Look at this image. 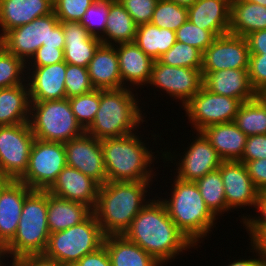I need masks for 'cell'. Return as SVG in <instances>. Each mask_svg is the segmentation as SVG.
Here are the masks:
<instances>
[{
    "instance_id": "obj_1",
    "label": "cell",
    "mask_w": 266,
    "mask_h": 266,
    "mask_svg": "<svg viewBox=\"0 0 266 266\" xmlns=\"http://www.w3.org/2000/svg\"><path fill=\"white\" fill-rule=\"evenodd\" d=\"M157 194L156 192L137 214L123 235L160 264L168 266L167 264H172L180 258V255L186 254V251L197 250V247L170 219L165 205L159 198L161 194Z\"/></svg>"
},
{
    "instance_id": "obj_2",
    "label": "cell",
    "mask_w": 266,
    "mask_h": 266,
    "mask_svg": "<svg viewBox=\"0 0 266 266\" xmlns=\"http://www.w3.org/2000/svg\"><path fill=\"white\" fill-rule=\"evenodd\" d=\"M150 131L151 137L148 134V138L143 137L142 131H136L123 137L101 139L107 181H157L156 176L160 175V171L157 172L159 167H154V164L162 162L163 148H159L160 152H154L153 143L157 145L158 138L163 142L165 139L160 137L161 132L156 134L157 130Z\"/></svg>"
},
{
    "instance_id": "obj_3",
    "label": "cell",
    "mask_w": 266,
    "mask_h": 266,
    "mask_svg": "<svg viewBox=\"0 0 266 266\" xmlns=\"http://www.w3.org/2000/svg\"><path fill=\"white\" fill-rule=\"evenodd\" d=\"M152 184L153 181H107L100 185L92 212L105 236L124 234L150 201V193L151 197L156 194L151 190Z\"/></svg>"
},
{
    "instance_id": "obj_4",
    "label": "cell",
    "mask_w": 266,
    "mask_h": 266,
    "mask_svg": "<svg viewBox=\"0 0 266 266\" xmlns=\"http://www.w3.org/2000/svg\"><path fill=\"white\" fill-rule=\"evenodd\" d=\"M169 180L171 181L166 183H172L170 191L160 192L165 196L167 194V198H159L170 219L198 249L202 247L200 244L204 239L213 234L214 228L218 230L216 225L219 219L206 206L195 182H186L173 175Z\"/></svg>"
},
{
    "instance_id": "obj_5",
    "label": "cell",
    "mask_w": 266,
    "mask_h": 266,
    "mask_svg": "<svg viewBox=\"0 0 266 266\" xmlns=\"http://www.w3.org/2000/svg\"><path fill=\"white\" fill-rule=\"evenodd\" d=\"M139 94L134 89L124 87L100 90V106L86 133L101 140L123 137L138 131L147 121V113L143 110L146 105Z\"/></svg>"
},
{
    "instance_id": "obj_6",
    "label": "cell",
    "mask_w": 266,
    "mask_h": 266,
    "mask_svg": "<svg viewBox=\"0 0 266 266\" xmlns=\"http://www.w3.org/2000/svg\"><path fill=\"white\" fill-rule=\"evenodd\" d=\"M47 209V190H32L26 196L16 234L2 249L3 261L44 253L50 235Z\"/></svg>"
},
{
    "instance_id": "obj_7",
    "label": "cell",
    "mask_w": 266,
    "mask_h": 266,
    "mask_svg": "<svg viewBox=\"0 0 266 266\" xmlns=\"http://www.w3.org/2000/svg\"><path fill=\"white\" fill-rule=\"evenodd\" d=\"M29 124L36 139L66 143L86 131L76 120L69 99L31 102Z\"/></svg>"
},
{
    "instance_id": "obj_8",
    "label": "cell",
    "mask_w": 266,
    "mask_h": 266,
    "mask_svg": "<svg viewBox=\"0 0 266 266\" xmlns=\"http://www.w3.org/2000/svg\"><path fill=\"white\" fill-rule=\"evenodd\" d=\"M64 38L62 25L52 12L8 31L0 39V44L9 53L27 63L42 45L65 48Z\"/></svg>"
},
{
    "instance_id": "obj_9",
    "label": "cell",
    "mask_w": 266,
    "mask_h": 266,
    "mask_svg": "<svg viewBox=\"0 0 266 266\" xmlns=\"http://www.w3.org/2000/svg\"><path fill=\"white\" fill-rule=\"evenodd\" d=\"M104 238L101 226L92 213L82 223L50 234L43 254L64 266H70L100 248Z\"/></svg>"
},
{
    "instance_id": "obj_10",
    "label": "cell",
    "mask_w": 266,
    "mask_h": 266,
    "mask_svg": "<svg viewBox=\"0 0 266 266\" xmlns=\"http://www.w3.org/2000/svg\"><path fill=\"white\" fill-rule=\"evenodd\" d=\"M189 135L191 139L190 142L187 143L188 145H185L184 143L182 144L183 152L179 153L176 151L178 150V147L172 152L171 150L173 147L171 146L170 148L168 144L167 146L169 150H167V146L163 149L162 161L164 165L167 162L168 165L170 162H174L171 166L166 164L165 166L163 165V167L168 168L174 166V168H170V170H172L169 172L174 171L175 173L173 172V175L178 179L186 182H196L205 174L217 170L223 160L201 132H192L191 135L190 130ZM184 145L188 147H184Z\"/></svg>"
},
{
    "instance_id": "obj_11",
    "label": "cell",
    "mask_w": 266,
    "mask_h": 266,
    "mask_svg": "<svg viewBox=\"0 0 266 266\" xmlns=\"http://www.w3.org/2000/svg\"><path fill=\"white\" fill-rule=\"evenodd\" d=\"M66 165L64 143L35 138L27 170L19 180L32 190H48Z\"/></svg>"
},
{
    "instance_id": "obj_12",
    "label": "cell",
    "mask_w": 266,
    "mask_h": 266,
    "mask_svg": "<svg viewBox=\"0 0 266 266\" xmlns=\"http://www.w3.org/2000/svg\"><path fill=\"white\" fill-rule=\"evenodd\" d=\"M34 140L29 122L0 126V180H19L25 174Z\"/></svg>"
},
{
    "instance_id": "obj_13",
    "label": "cell",
    "mask_w": 266,
    "mask_h": 266,
    "mask_svg": "<svg viewBox=\"0 0 266 266\" xmlns=\"http://www.w3.org/2000/svg\"><path fill=\"white\" fill-rule=\"evenodd\" d=\"M241 104L239 99L214 94L203 86L182 109L191 130L200 132L209 125L234 122Z\"/></svg>"
},
{
    "instance_id": "obj_14",
    "label": "cell",
    "mask_w": 266,
    "mask_h": 266,
    "mask_svg": "<svg viewBox=\"0 0 266 266\" xmlns=\"http://www.w3.org/2000/svg\"><path fill=\"white\" fill-rule=\"evenodd\" d=\"M203 75L201 69L187 67H176L160 63L156 60L152 67L151 79L147 85L151 89L155 87L160 96L172 98L170 100L179 102V109L203 87ZM176 100V101H175ZM181 106V108H180Z\"/></svg>"
},
{
    "instance_id": "obj_15",
    "label": "cell",
    "mask_w": 266,
    "mask_h": 266,
    "mask_svg": "<svg viewBox=\"0 0 266 266\" xmlns=\"http://www.w3.org/2000/svg\"><path fill=\"white\" fill-rule=\"evenodd\" d=\"M218 169L223 181L227 214L240 211L236 209L242 212V209L252 208L254 212L260 191L252 182L246 165L240 161H223Z\"/></svg>"
},
{
    "instance_id": "obj_16",
    "label": "cell",
    "mask_w": 266,
    "mask_h": 266,
    "mask_svg": "<svg viewBox=\"0 0 266 266\" xmlns=\"http://www.w3.org/2000/svg\"><path fill=\"white\" fill-rule=\"evenodd\" d=\"M249 55L245 37L229 33L219 36L203 52L202 75L223 69H248Z\"/></svg>"
},
{
    "instance_id": "obj_17",
    "label": "cell",
    "mask_w": 266,
    "mask_h": 266,
    "mask_svg": "<svg viewBox=\"0 0 266 266\" xmlns=\"http://www.w3.org/2000/svg\"><path fill=\"white\" fill-rule=\"evenodd\" d=\"M68 166L81 171L100 185L107 182L101 140L86 132L64 143Z\"/></svg>"
},
{
    "instance_id": "obj_18",
    "label": "cell",
    "mask_w": 266,
    "mask_h": 266,
    "mask_svg": "<svg viewBox=\"0 0 266 266\" xmlns=\"http://www.w3.org/2000/svg\"><path fill=\"white\" fill-rule=\"evenodd\" d=\"M32 191L20 180H0V249L15 236L26 196Z\"/></svg>"
},
{
    "instance_id": "obj_19",
    "label": "cell",
    "mask_w": 266,
    "mask_h": 266,
    "mask_svg": "<svg viewBox=\"0 0 266 266\" xmlns=\"http://www.w3.org/2000/svg\"><path fill=\"white\" fill-rule=\"evenodd\" d=\"M26 70L30 102L62 100L66 98L65 61L44 67H26Z\"/></svg>"
},
{
    "instance_id": "obj_20",
    "label": "cell",
    "mask_w": 266,
    "mask_h": 266,
    "mask_svg": "<svg viewBox=\"0 0 266 266\" xmlns=\"http://www.w3.org/2000/svg\"><path fill=\"white\" fill-rule=\"evenodd\" d=\"M100 184L81 171L66 165L47 190L50 194L69 201L95 207Z\"/></svg>"
},
{
    "instance_id": "obj_21",
    "label": "cell",
    "mask_w": 266,
    "mask_h": 266,
    "mask_svg": "<svg viewBox=\"0 0 266 266\" xmlns=\"http://www.w3.org/2000/svg\"><path fill=\"white\" fill-rule=\"evenodd\" d=\"M117 51L119 72L124 88L136 91L147 87L154 60L147 56L136 44L122 43L114 45ZM144 86V87H143ZM133 87V88H132Z\"/></svg>"
},
{
    "instance_id": "obj_22",
    "label": "cell",
    "mask_w": 266,
    "mask_h": 266,
    "mask_svg": "<svg viewBox=\"0 0 266 266\" xmlns=\"http://www.w3.org/2000/svg\"><path fill=\"white\" fill-rule=\"evenodd\" d=\"M203 79V86L210 92L239 99L242 103L258 96L250 83L248 69L208 72Z\"/></svg>"
},
{
    "instance_id": "obj_23",
    "label": "cell",
    "mask_w": 266,
    "mask_h": 266,
    "mask_svg": "<svg viewBox=\"0 0 266 266\" xmlns=\"http://www.w3.org/2000/svg\"><path fill=\"white\" fill-rule=\"evenodd\" d=\"M52 12L51 0H0V39L8 31Z\"/></svg>"
},
{
    "instance_id": "obj_24",
    "label": "cell",
    "mask_w": 266,
    "mask_h": 266,
    "mask_svg": "<svg viewBox=\"0 0 266 266\" xmlns=\"http://www.w3.org/2000/svg\"><path fill=\"white\" fill-rule=\"evenodd\" d=\"M60 23L65 37V62L87 68L95 51L102 44L100 38L90 35L80 22L61 21Z\"/></svg>"
},
{
    "instance_id": "obj_25",
    "label": "cell",
    "mask_w": 266,
    "mask_h": 266,
    "mask_svg": "<svg viewBox=\"0 0 266 266\" xmlns=\"http://www.w3.org/2000/svg\"><path fill=\"white\" fill-rule=\"evenodd\" d=\"M187 9L188 20L194 25L217 37L229 33L231 0H197Z\"/></svg>"
},
{
    "instance_id": "obj_26",
    "label": "cell",
    "mask_w": 266,
    "mask_h": 266,
    "mask_svg": "<svg viewBox=\"0 0 266 266\" xmlns=\"http://www.w3.org/2000/svg\"><path fill=\"white\" fill-rule=\"evenodd\" d=\"M87 69L95 89L123 88L115 46L101 44L95 51Z\"/></svg>"
},
{
    "instance_id": "obj_27",
    "label": "cell",
    "mask_w": 266,
    "mask_h": 266,
    "mask_svg": "<svg viewBox=\"0 0 266 266\" xmlns=\"http://www.w3.org/2000/svg\"><path fill=\"white\" fill-rule=\"evenodd\" d=\"M200 132L223 161H239L242 158L247 135L234 122L209 125Z\"/></svg>"
},
{
    "instance_id": "obj_28",
    "label": "cell",
    "mask_w": 266,
    "mask_h": 266,
    "mask_svg": "<svg viewBox=\"0 0 266 266\" xmlns=\"http://www.w3.org/2000/svg\"><path fill=\"white\" fill-rule=\"evenodd\" d=\"M92 213V209L83 203L65 200L48 192L47 215L50 234L78 225Z\"/></svg>"
},
{
    "instance_id": "obj_29",
    "label": "cell",
    "mask_w": 266,
    "mask_h": 266,
    "mask_svg": "<svg viewBox=\"0 0 266 266\" xmlns=\"http://www.w3.org/2000/svg\"><path fill=\"white\" fill-rule=\"evenodd\" d=\"M103 244L112 266H163L124 235L105 236Z\"/></svg>"
},
{
    "instance_id": "obj_30",
    "label": "cell",
    "mask_w": 266,
    "mask_h": 266,
    "mask_svg": "<svg viewBox=\"0 0 266 266\" xmlns=\"http://www.w3.org/2000/svg\"><path fill=\"white\" fill-rule=\"evenodd\" d=\"M30 103L27 84L0 88V126L28 123Z\"/></svg>"
},
{
    "instance_id": "obj_31",
    "label": "cell",
    "mask_w": 266,
    "mask_h": 266,
    "mask_svg": "<svg viewBox=\"0 0 266 266\" xmlns=\"http://www.w3.org/2000/svg\"><path fill=\"white\" fill-rule=\"evenodd\" d=\"M266 29V7L248 0H231L229 34L245 37Z\"/></svg>"
},
{
    "instance_id": "obj_32",
    "label": "cell",
    "mask_w": 266,
    "mask_h": 266,
    "mask_svg": "<svg viewBox=\"0 0 266 266\" xmlns=\"http://www.w3.org/2000/svg\"><path fill=\"white\" fill-rule=\"evenodd\" d=\"M137 25L119 0H110L104 34L100 41L105 45L134 42Z\"/></svg>"
},
{
    "instance_id": "obj_33",
    "label": "cell",
    "mask_w": 266,
    "mask_h": 266,
    "mask_svg": "<svg viewBox=\"0 0 266 266\" xmlns=\"http://www.w3.org/2000/svg\"><path fill=\"white\" fill-rule=\"evenodd\" d=\"M135 44L154 61L158 60L176 42V32L151 23L137 26Z\"/></svg>"
},
{
    "instance_id": "obj_34",
    "label": "cell",
    "mask_w": 266,
    "mask_h": 266,
    "mask_svg": "<svg viewBox=\"0 0 266 266\" xmlns=\"http://www.w3.org/2000/svg\"><path fill=\"white\" fill-rule=\"evenodd\" d=\"M234 123L247 136L266 134V104L258 96L243 102Z\"/></svg>"
},
{
    "instance_id": "obj_35",
    "label": "cell",
    "mask_w": 266,
    "mask_h": 266,
    "mask_svg": "<svg viewBox=\"0 0 266 266\" xmlns=\"http://www.w3.org/2000/svg\"><path fill=\"white\" fill-rule=\"evenodd\" d=\"M200 190L203 200L210 211L220 220L226 213L227 203L220 170L205 174L195 182Z\"/></svg>"
},
{
    "instance_id": "obj_36",
    "label": "cell",
    "mask_w": 266,
    "mask_h": 266,
    "mask_svg": "<svg viewBox=\"0 0 266 266\" xmlns=\"http://www.w3.org/2000/svg\"><path fill=\"white\" fill-rule=\"evenodd\" d=\"M188 20V9L170 0H158L151 24L175 31Z\"/></svg>"
},
{
    "instance_id": "obj_37",
    "label": "cell",
    "mask_w": 266,
    "mask_h": 266,
    "mask_svg": "<svg viewBox=\"0 0 266 266\" xmlns=\"http://www.w3.org/2000/svg\"><path fill=\"white\" fill-rule=\"evenodd\" d=\"M26 63L0 44V88L27 84Z\"/></svg>"
},
{
    "instance_id": "obj_38",
    "label": "cell",
    "mask_w": 266,
    "mask_h": 266,
    "mask_svg": "<svg viewBox=\"0 0 266 266\" xmlns=\"http://www.w3.org/2000/svg\"><path fill=\"white\" fill-rule=\"evenodd\" d=\"M202 56L203 53L196 47L176 41L158 61L170 66L202 69Z\"/></svg>"
},
{
    "instance_id": "obj_39",
    "label": "cell",
    "mask_w": 266,
    "mask_h": 266,
    "mask_svg": "<svg viewBox=\"0 0 266 266\" xmlns=\"http://www.w3.org/2000/svg\"><path fill=\"white\" fill-rule=\"evenodd\" d=\"M76 120L86 130L93 122L100 106V89L69 98Z\"/></svg>"
},
{
    "instance_id": "obj_40",
    "label": "cell",
    "mask_w": 266,
    "mask_h": 266,
    "mask_svg": "<svg viewBox=\"0 0 266 266\" xmlns=\"http://www.w3.org/2000/svg\"><path fill=\"white\" fill-rule=\"evenodd\" d=\"M109 5L110 0H96L86 10L80 23L90 35L100 38L104 34Z\"/></svg>"
},
{
    "instance_id": "obj_41",
    "label": "cell",
    "mask_w": 266,
    "mask_h": 266,
    "mask_svg": "<svg viewBox=\"0 0 266 266\" xmlns=\"http://www.w3.org/2000/svg\"><path fill=\"white\" fill-rule=\"evenodd\" d=\"M66 98L89 93L93 87L86 67L66 63L65 72Z\"/></svg>"
},
{
    "instance_id": "obj_42",
    "label": "cell",
    "mask_w": 266,
    "mask_h": 266,
    "mask_svg": "<svg viewBox=\"0 0 266 266\" xmlns=\"http://www.w3.org/2000/svg\"><path fill=\"white\" fill-rule=\"evenodd\" d=\"M216 38L217 36L213 32L202 29L189 20L176 30V41L196 47L202 53Z\"/></svg>"
},
{
    "instance_id": "obj_43",
    "label": "cell",
    "mask_w": 266,
    "mask_h": 266,
    "mask_svg": "<svg viewBox=\"0 0 266 266\" xmlns=\"http://www.w3.org/2000/svg\"><path fill=\"white\" fill-rule=\"evenodd\" d=\"M96 0H56L53 12L58 20L80 22L92 3Z\"/></svg>"
},
{
    "instance_id": "obj_44",
    "label": "cell",
    "mask_w": 266,
    "mask_h": 266,
    "mask_svg": "<svg viewBox=\"0 0 266 266\" xmlns=\"http://www.w3.org/2000/svg\"><path fill=\"white\" fill-rule=\"evenodd\" d=\"M137 26L151 22L158 0H119Z\"/></svg>"
},
{
    "instance_id": "obj_45",
    "label": "cell",
    "mask_w": 266,
    "mask_h": 266,
    "mask_svg": "<svg viewBox=\"0 0 266 266\" xmlns=\"http://www.w3.org/2000/svg\"><path fill=\"white\" fill-rule=\"evenodd\" d=\"M248 75L257 94L266 92V55H249Z\"/></svg>"
},
{
    "instance_id": "obj_46",
    "label": "cell",
    "mask_w": 266,
    "mask_h": 266,
    "mask_svg": "<svg viewBox=\"0 0 266 266\" xmlns=\"http://www.w3.org/2000/svg\"><path fill=\"white\" fill-rule=\"evenodd\" d=\"M62 61H65L64 48L46 47V45H42L26 63V67H44Z\"/></svg>"
},
{
    "instance_id": "obj_47",
    "label": "cell",
    "mask_w": 266,
    "mask_h": 266,
    "mask_svg": "<svg viewBox=\"0 0 266 266\" xmlns=\"http://www.w3.org/2000/svg\"><path fill=\"white\" fill-rule=\"evenodd\" d=\"M255 212L258 216L254 214ZM254 213V216L252 211H250V214L247 213V210L243 215L241 213L239 215L241 226L243 224V228H266V191L259 193Z\"/></svg>"
},
{
    "instance_id": "obj_48",
    "label": "cell",
    "mask_w": 266,
    "mask_h": 266,
    "mask_svg": "<svg viewBox=\"0 0 266 266\" xmlns=\"http://www.w3.org/2000/svg\"><path fill=\"white\" fill-rule=\"evenodd\" d=\"M265 158L266 134L247 136L245 150L243 152L242 158L239 161L245 164L247 161Z\"/></svg>"
},
{
    "instance_id": "obj_49",
    "label": "cell",
    "mask_w": 266,
    "mask_h": 266,
    "mask_svg": "<svg viewBox=\"0 0 266 266\" xmlns=\"http://www.w3.org/2000/svg\"><path fill=\"white\" fill-rule=\"evenodd\" d=\"M3 263L5 266H64L57 260L49 258L44 254H29L10 259V261L5 260Z\"/></svg>"
},
{
    "instance_id": "obj_50",
    "label": "cell",
    "mask_w": 266,
    "mask_h": 266,
    "mask_svg": "<svg viewBox=\"0 0 266 266\" xmlns=\"http://www.w3.org/2000/svg\"><path fill=\"white\" fill-rule=\"evenodd\" d=\"M250 178L260 192L266 191V158L245 163Z\"/></svg>"
},
{
    "instance_id": "obj_51",
    "label": "cell",
    "mask_w": 266,
    "mask_h": 266,
    "mask_svg": "<svg viewBox=\"0 0 266 266\" xmlns=\"http://www.w3.org/2000/svg\"><path fill=\"white\" fill-rule=\"evenodd\" d=\"M70 266H112L107 249L103 244L97 250L83 256L78 262Z\"/></svg>"
},
{
    "instance_id": "obj_52",
    "label": "cell",
    "mask_w": 266,
    "mask_h": 266,
    "mask_svg": "<svg viewBox=\"0 0 266 266\" xmlns=\"http://www.w3.org/2000/svg\"><path fill=\"white\" fill-rule=\"evenodd\" d=\"M248 233L250 243L266 266V228H244ZM251 238V239H250Z\"/></svg>"
},
{
    "instance_id": "obj_53",
    "label": "cell",
    "mask_w": 266,
    "mask_h": 266,
    "mask_svg": "<svg viewBox=\"0 0 266 266\" xmlns=\"http://www.w3.org/2000/svg\"><path fill=\"white\" fill-rule=\"evenodd\" d=\"M250 55H266V29L245 36Z\"/></svg>"
},
{
    "instance_id": "obj_54",
    "label": "cell",
    "mask_w": 266,
    "mask_h": 266,
    "mask_svg": "<svg viewBox=\"0 0 266 266\" xmlns=\"http://www.w3.org/2000/svg\"><path fill=\"white\" fill-rule=\"evenodd\" d=\"M249 248L246 250H248L247 252L250 251V253L252 252V256L249 255V257H247V254L245 253V256L242 257H238L235 258L232 262L231 259L229 263L222 265V266H264L262 259L260 258V256L258 255L257 251L255 250V248L249 243ZM245 257V258H244ZM240 258V259H239Z\"/></svg>"
},
{
    "instance_id": "obj_55",
    "label": "cell",
    "mask_w": 266,
    "mask_h": 266,
    "mask_svg": "<svg viewBox=\"0 0 266 266\" xmlns=\"http://www.w3.org/2000/svg\"><path fill=\"white\" fill-rule=\"evenodd\" d=\"M175 2L176 4H178L179 6H183V7H190L192 6L197 0H170Z\"/></svg>"
},
{
    "instance_id": "obj_56",
    "label": "cell",
    "mask_w": 266,
    "mask_h": 266,
    "mask_svg": "<svg viewBox=\"0 0 266 266\" xmlns=\"http://www.w3.org/2000/svg\"><path fill=\"white\" fill-rule=\"evenodd\" d=\"M252 3L259 4L266 7V0H248Z\"/></svg>"
},
{
    "instance_id": "obj_57",
    "label": "cell",
    "mask_w": 266,
    "mask_h": 266,
    "mask_svg": "<svg viewBox=\"0 0 266 266\" xmlns=\"http://www.w3.org/2000/svg\"><path fill=\"white\" fill-rule=\"evenodd\" d=\"M258 97L266 104V92L258 93Z\"/></svg>"
},
{
    "instance_id": "obj_58",
    "label": "cell",
    "mask_w": 266,
    "mask_h": 266,
    "mask_svg": "<svg viewBox=\"0 0 266 266\" xmlns=\"http://www.w3.org/2000/svg\"><path fill=\"white\" fill-rule=\"evenodd\" d=\"M0 263H3L2 250L0 249Z\"/></svg>"
}]
</instances>
